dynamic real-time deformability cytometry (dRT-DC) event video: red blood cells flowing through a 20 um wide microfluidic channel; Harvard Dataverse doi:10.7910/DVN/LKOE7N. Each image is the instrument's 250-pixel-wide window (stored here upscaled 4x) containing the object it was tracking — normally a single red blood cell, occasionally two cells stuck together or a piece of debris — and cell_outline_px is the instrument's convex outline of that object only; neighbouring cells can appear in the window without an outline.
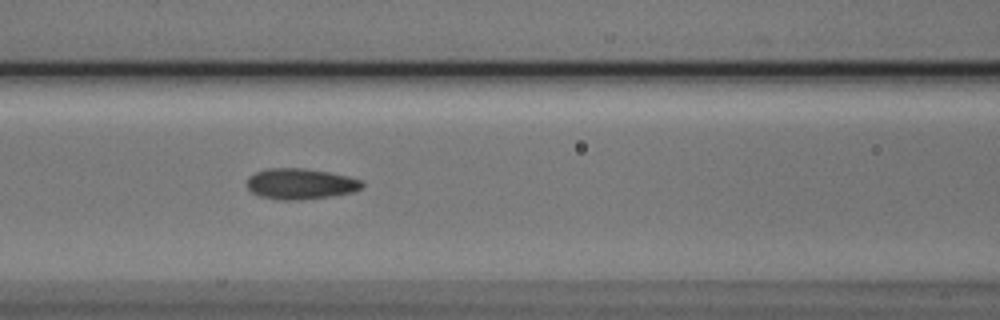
{"species": "Egyptian fruit bat (a non-hibernating species)", "species_latin": "Rousettus aegyptiacus", "temperature_condition": "cold", "stored_images_in_passage": 36, "camera_frame_rate_fps": 3000, "um_per_image_px": 0.085, "animal": {"sex": "male"}, "frame": {"image": 1, "passage_image": 10, "time_ms": 3.0, "image_size_px": [1000, 320], "cell_outline_px": [[364, 184], [360, 188], [352, 192], [328, 196], [300, 200], [280, 200], [260, 196], [252, 192], [248, 188], [248, 176], [256, 172], [268, 168], [304, 168], [328, 172], [348, 176], [360, 180]], "centroid_in_image_um": [25.51, 15.62], "position_along_channel_um": 141.1, "area_um2": 20.46}}
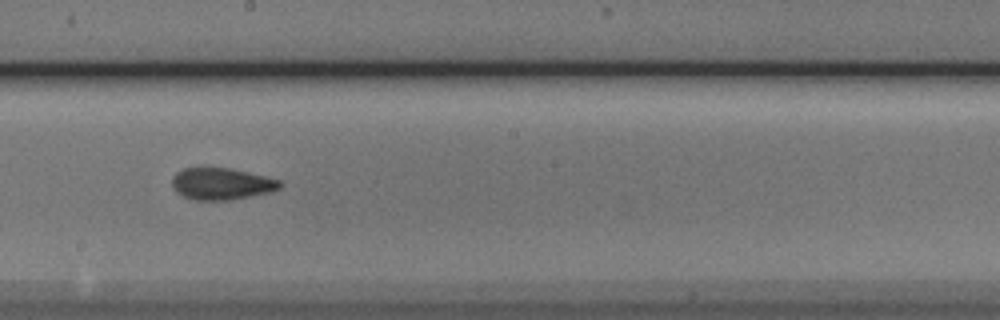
{"frame": {"image": 2, "passage_image": 17, "time_ms": 5.333, "image_size_px": [1000, 320], "cell_outline_px": [[284, 184], [280, 188], [272, 192], [228, 200], [192, 200], [176, 192], [172, 188], [172, 176], [176, 172], [184, 168], [228, 168], [264, 176], [280, 180]], "centroid_in_image_um": [18.81, 15.63], "position_along_channel_um": 229.4, "area_um2": 20.0}}
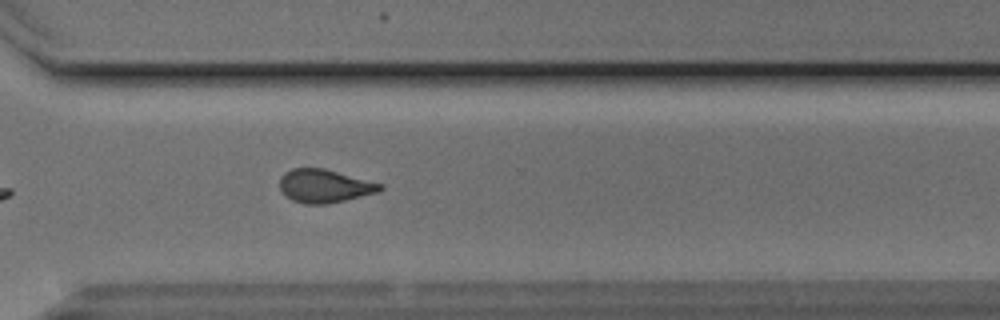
{"frame": {"image": 3, "passage_image": 26, "time_ms": 8.333, "image_size_px": [1000, 320], "cell_outline_px": [[384, 188], [380, 192], [328, 204], [304, 204], [292, 200], [280, 188], [280, 176], [284, 172], [292, 168], [324, 168], [384, 184]], "centroid_in_image_um": [27.62, 15.8], "position_along_channel_um": 343.0, "area_um2": 19.59}}